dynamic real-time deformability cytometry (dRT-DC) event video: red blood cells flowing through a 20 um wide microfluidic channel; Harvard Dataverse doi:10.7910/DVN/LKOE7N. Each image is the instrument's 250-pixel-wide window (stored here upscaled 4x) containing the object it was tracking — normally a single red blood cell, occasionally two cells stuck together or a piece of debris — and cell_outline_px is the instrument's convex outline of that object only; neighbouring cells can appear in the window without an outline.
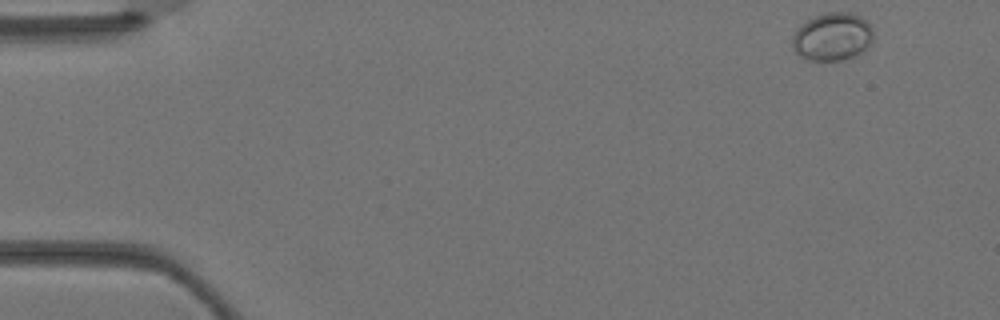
{"species": "Egyptian fruit bat (a non-hibernating species)", "species_latin": "Rousettus aegyptiacus", "temperature_condition": "warm", "stored_images_in_passage": 4, "camera_frame_rate_fps": 3000, "um_per_image_px": 0.085, "animal": {"sex": "female"}, "frame": {"image": 1, "passage_image": 1, "time_ms": 0.0, "image_size_px": [1000, 320], "cell_outline_px": [[872, 40], [864, 52], [860, 56], [844, 60], [808, 60], [800, 56], [792, 48], [792, 36], [796, 28], [800, 24], [816, 16], [828, 12], [852, 12], [868, 20], [872, 28]], "centroid_in_image_um": [70.77, 3.13], "position_along_channel_um": 14.2, "area_um2": 23.06}}